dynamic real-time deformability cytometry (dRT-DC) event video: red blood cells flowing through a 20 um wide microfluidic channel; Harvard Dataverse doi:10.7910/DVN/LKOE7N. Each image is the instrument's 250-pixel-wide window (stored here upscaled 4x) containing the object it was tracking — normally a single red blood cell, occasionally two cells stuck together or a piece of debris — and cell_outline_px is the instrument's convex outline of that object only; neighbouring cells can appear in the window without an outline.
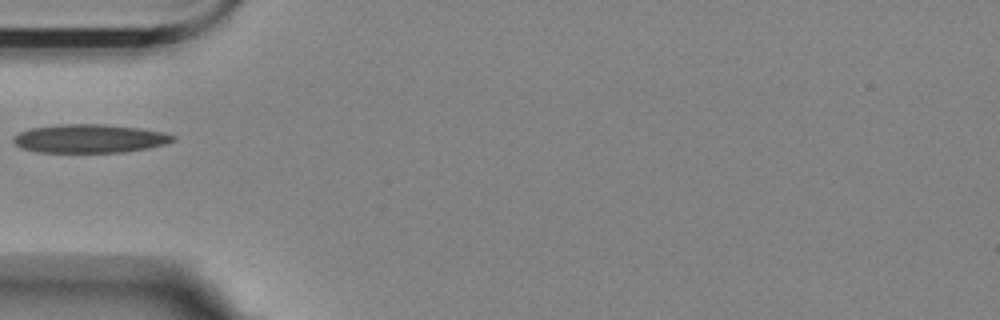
{"species": "Egyptian fruit bat (a non-hibernating species)", "species_latin": "Rousettus aegyptiacus", "temperature_condition": "room temperature", "stored_images_in_passage": 40, "camera_frame_rate_fps": 3000, "um_per_image_px": 0.085, "animal": {"sex": "female"}, "frame": {"image": 1, "passage_image": 1, "time_ms": 0.0, "image_size_px": [1000, 320], "cell_outline_px": [[176, 140], [164, 144], [148, 148], [124, 152], [36, 152], [20, 148], [12, 140], [12, 136], [20, 132], [32, 128], [60, 124], [104, 124], [140, 128], [160, 132], [176, 136]], "centroid_in_image_um": [7.59, 11.78], "position_along_channel_um": 77.4, "area_um2": 26.53}}
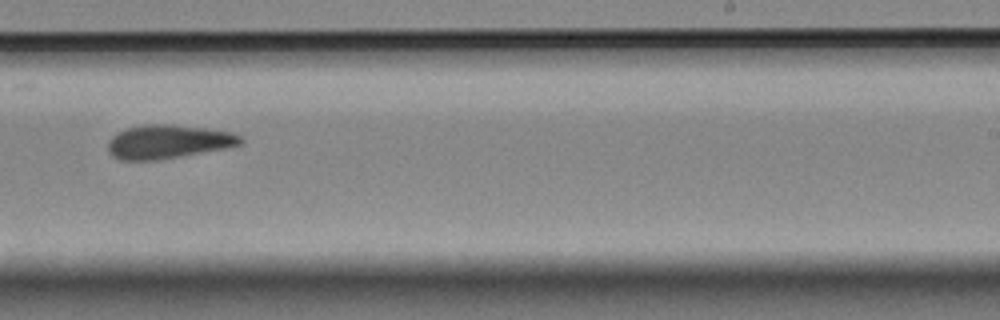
{"frame": {"image": 2, "passage_image": 18, "time_ms": 5.667, "image_size_px": [1000, 320], "cell_outline_px": [[244, 140], [240, 144], [224, 148], [180, 156], [156, 160], [120, 160], [112, 156], [108, 152], [108, 140], [116, 132], [128, 128], [144, 124], [172, 124], [204, 128], [232, 132], [240, 136]], "centroid_in_image_um": [14.24, 12.04], "position_along_channel_um": 274.8, "area_um2": 25.95}}
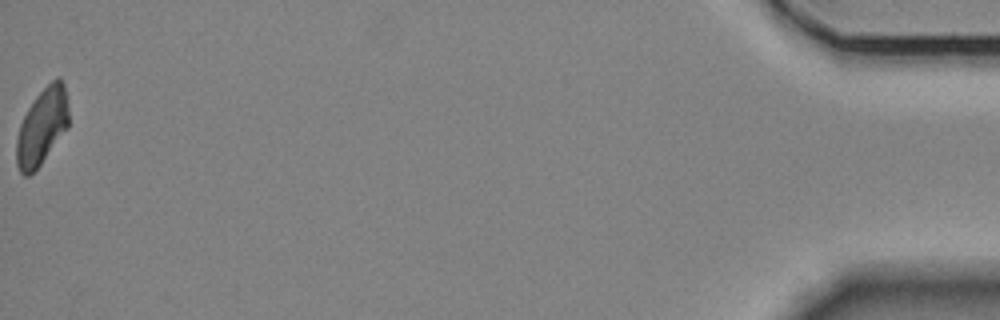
{"frame": {"image": 3, "passage_image": 40, "time_ms": 13.0, "image_size_px": [1000, 320], "cell_outline_px": [[68, 128], [40, 164], [28, 176], [24, 176], [20, 172], [16, 164], [16, 140], [20, 124], [28, 108], [36, 96], [56, 76], [60, 76], [64, 84], [68, 96]], "centroid_in_image_um": [3.58, 10.73], "position_along_channel_um": 431.6, "area_um2": 23.29}}